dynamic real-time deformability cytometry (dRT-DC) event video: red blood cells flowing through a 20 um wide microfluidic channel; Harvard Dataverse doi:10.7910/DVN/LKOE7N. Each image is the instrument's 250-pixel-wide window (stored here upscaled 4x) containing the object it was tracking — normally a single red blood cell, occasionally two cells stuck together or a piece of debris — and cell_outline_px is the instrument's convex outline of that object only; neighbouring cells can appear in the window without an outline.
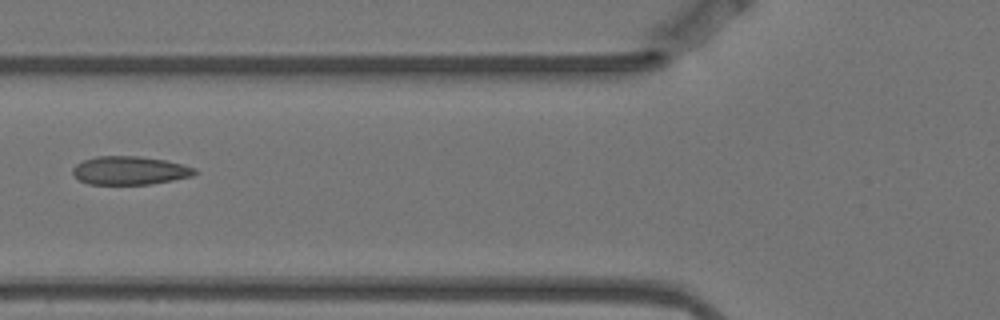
{"species": "Egyptian fruit bat (a non-hibernating species)", "species_latin": "Rousettus aegyptiacus", "temperature_condition": "warm", "stored_images_in_passage": 2, "camera_frame_rate_fps": 3000, "um_per_image_px": 0.085, "animal": {"sex": "female"}, "frame": {"image": 1, "passage_image": 2, "time_ms": 0.333, "image_size_px": [1000, 320], "cell_outline_px": [[196, 172], [192, 176], [172, 180], [148, 184], [88, 184], [80, 180], [72, 172], [72, 168], [76, 164], [84, 160], [96, 156], [140, 156], [164, 160], [196, 168]], "centroid_in_image_um": [11.0, 14.49], "position_along_channel_um": 114.8, "area_um2": 20.0}}